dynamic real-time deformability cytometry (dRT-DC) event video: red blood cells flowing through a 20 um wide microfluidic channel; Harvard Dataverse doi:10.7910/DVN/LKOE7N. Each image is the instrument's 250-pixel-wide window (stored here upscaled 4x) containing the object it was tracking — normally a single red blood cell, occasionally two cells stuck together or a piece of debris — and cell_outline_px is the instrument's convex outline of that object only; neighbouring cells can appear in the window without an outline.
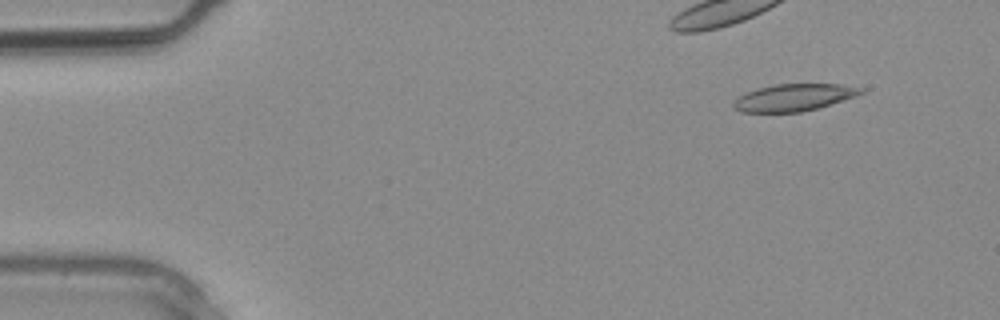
{"species": "common noctule bat (a hibernating species)", "species_latin": "Nyctalus noctula", "temperature_condition": "warm", "stored_images_in_passage": 3, "camera_frame_rate_fps": 3000, "um_per_image_px": 0.085, "animal": {"sex": "male", "body_mass_g": 20.4}, "frame": {"image": 1, "passage_image": 1, "time_ms": 0.0, "image_size_px": [1000, 320], "cell_outline_px": [[864, 92], [856, 96], [816, 108], [800, 112], [740, 112], [732, 108], [732, 104], [740, 96], [756, 88], [776, 84], [840, 84], [864, 88]], "centroid_in_image_um": [67.46, 8.28], "position_along_channel_um": 17.5, "area_um2": 19.94}}
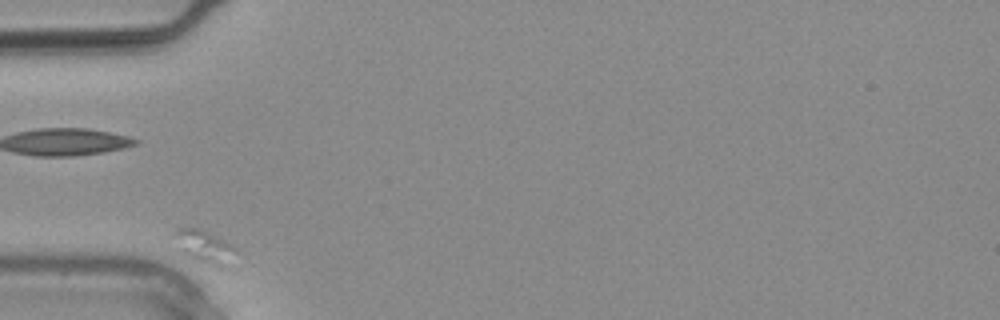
{"frame": {"image": 2, "passage_image": 3, "time_ms": 0.667, "image_size_px": [1000, 320], "cell_outline_px": [[240, 252], [224, 268], [188, 256], [180, 248], [172, 236], [172, 232], [176, 228], [200, 228], [232, 244]], "centroid_in_image_um": [17.42, 20.93], "position_along_channel_um": 67.6, "area_um2": 11.68}}